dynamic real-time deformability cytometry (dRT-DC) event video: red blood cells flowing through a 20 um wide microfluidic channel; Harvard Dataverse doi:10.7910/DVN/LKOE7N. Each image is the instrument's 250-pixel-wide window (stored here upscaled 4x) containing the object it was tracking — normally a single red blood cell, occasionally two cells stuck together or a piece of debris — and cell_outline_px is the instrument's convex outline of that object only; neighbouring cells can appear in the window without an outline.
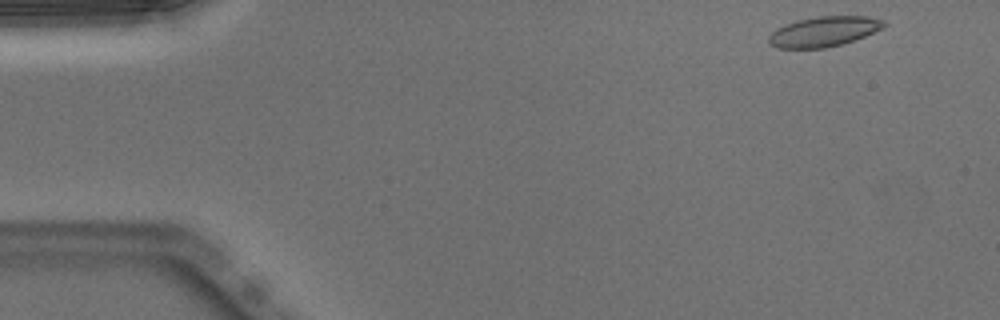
{"species": "Egyptian fruit bat (a non-hibernating species)", "species_latin": "Rousettus aegyptiacus", "temperature_condition": "warm", "stored_images_in_passage": 47, "camera_frame_rate_fps": 3000, "um_per_image_px": 0.085, "animal": {"sex": "male"}, "frame": {"image": 1, "passage_image": 1, "time_ms": 0.0, "image_size_px": [1000, 320], "cell_outline_px": [[888, 24], [884, 28], [856, 40], [844, 44], [824, 48], [776, 48], [768, 44], [768, 36], [776, 28], [796, 20], [816, 16], [868, 16], [884, 20]], "centroid_in_image_um": [70.04, 2.68], "position_along_channel_um": 15.0, "area_um2": 20.58}}
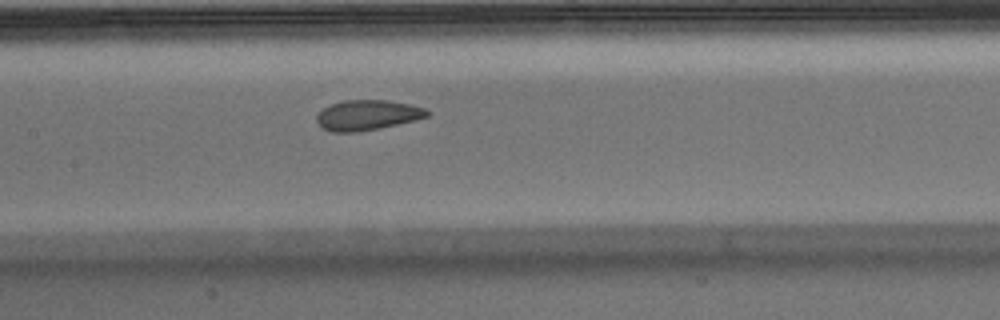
{"frame": {"image": 2, "passage_image": 21, "time_ms": 6.667, "image_size_px": [1000, 320], "cell_outline_px": [[432, 112], [428, 116], [416, 120], [380, 128], [356, 132], [332, 132], [324, 128], [316, 120], [316, 116], [328, 104], [344, 100], [388, 100], [412, 104], [424, 108]], "centroid_in_image_um": [31.26, 9.77], "position_along_channel_um": 176.1, "area_um2": 19.54}}
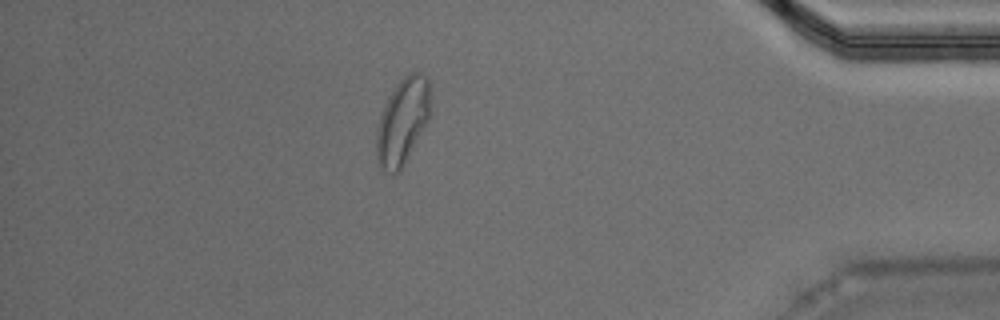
{"frame": {"image": 3, "passage_image": 41, "time_ms": 13.333, "image_size_px": [1000, 320], "cell_outline_px": [[432, 112], [424, 128], [400, 172], [392, 172], [380, 168], [376, 160], [376, 128], [384, 104], [388, 96], [396, 84], [408, 72], [420, 72], [428, 76]], "centroid_in_image_um": [34.23, 10.27], "position_along_channel_um": 401.0, "area_um2": 27.57}, "authors_computed_cell_mechanics": {"area_um2": 20.519, "velocity_mm_per_s": 3.9728, "shape_relaxation_time_tau1_ms": null, "shape_relaxation_time_tau2_ms": 1.0766, "deformation_change_tau1": null, "deformation_change_tau2": 0.0541}}